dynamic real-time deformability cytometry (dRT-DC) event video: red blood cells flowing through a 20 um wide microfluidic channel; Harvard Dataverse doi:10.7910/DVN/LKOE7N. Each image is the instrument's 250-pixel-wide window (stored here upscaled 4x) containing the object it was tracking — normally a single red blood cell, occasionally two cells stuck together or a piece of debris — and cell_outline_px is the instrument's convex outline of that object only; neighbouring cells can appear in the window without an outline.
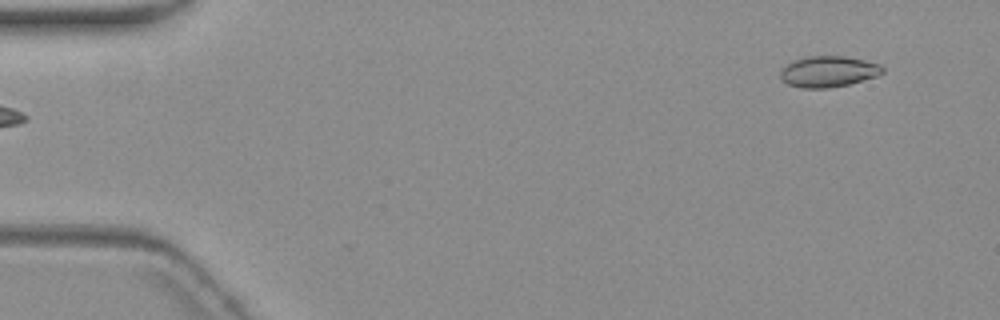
{"species": "common noctule bat (a hibernating species)", "species_latin": "Nyctalus noctula", "temperature_condition": "warm", "stored_images_in_passage": 5, "segment_of_instrument_passage": [2, 2], "camera_frame_rate_fps": 3000, "um_per_image_px": 0.085, "animal": {"sex": "female", "body_mass_g": 19.3, "forearm_length_mm": 54.1}, "frame": {"image": 1, "passage_image": 5, "time_ms": 4.667, "image_size_px": [1000, 320], "cell_outline_px": [[884, 72], [876, 76], [848, 84], [828, 88], [800, 88], [788, 84], [780, 76], [780, 72], [792, 60], [804, 56], [844, 56], [864, 60], [880, 64], [884, 68]], "centroid_in_image_um": [70.41, 6.07], "position_along_channel_um": 14.6, "area_um2": 18.38}}